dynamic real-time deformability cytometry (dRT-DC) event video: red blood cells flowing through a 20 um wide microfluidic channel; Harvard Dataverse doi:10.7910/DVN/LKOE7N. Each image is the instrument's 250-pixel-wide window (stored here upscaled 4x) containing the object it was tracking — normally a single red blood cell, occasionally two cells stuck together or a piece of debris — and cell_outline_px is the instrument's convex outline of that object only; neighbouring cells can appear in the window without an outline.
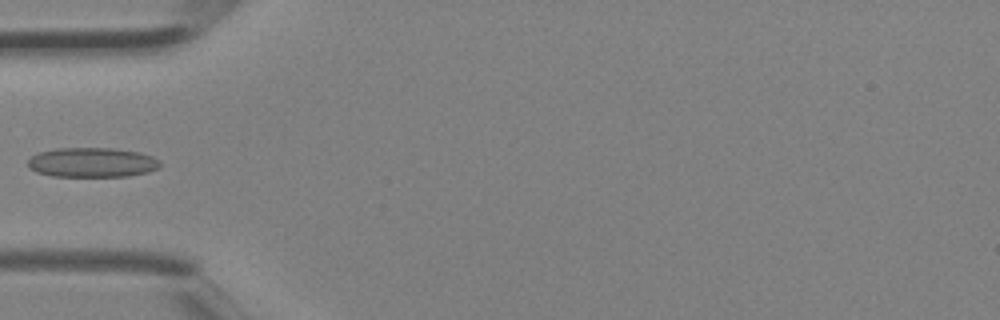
{"species": "Egyptian fruit bat (a non-hibernating species)", "species_latin": "Rousettus aegyptiacus", "temperature_condition": "room temperature", "stored_images_in_passage": 5, "camera_frame_rate_fps": 3000, "um_per_image_px": 0.085, "animal": {"sex": "female"}, "frame": {"image": 1, "passage_image": 5, "time_ms": 1.333, "image_size_px": [1000, 320], "cell_outline_px": [[160, 168], [148, 172], [128, 176], [52, 176], [36, 172], [28, 168], [28, 160], [36, 152], [56, 148], [112, 148], [140, 152], [152, 156], [160, 160]], "centroid_in_image_um": [7.82, 13.8], "position_along_channel_um": 77.2, "area_um2": 23.06}}